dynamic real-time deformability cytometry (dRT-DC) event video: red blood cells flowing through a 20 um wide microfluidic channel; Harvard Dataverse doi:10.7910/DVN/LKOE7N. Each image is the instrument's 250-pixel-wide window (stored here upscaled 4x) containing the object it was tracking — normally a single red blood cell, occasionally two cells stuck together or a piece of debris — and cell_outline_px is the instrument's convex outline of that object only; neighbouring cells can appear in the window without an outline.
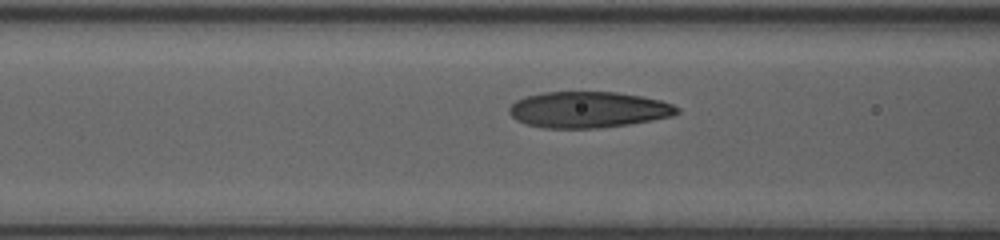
{"species": "human", "species_latin": "Homo sapiens", "temperature_condition": "room temperature", "stored_images_in_passage": 9, "camera_frame_rate_fps": 3000, "um_per_image_px": 0.085, "donor": {"sex": "female"}, "frame": {"image": 1, "passage_image": 7, "time_ms": 2.0, "image_size_px": [1000, 240], "cell_outline_px": [[680, 112], [672, 116], [652, 120], [628, 124], [596, 128], [544, 128], [528, 124], [516, 120], [508, 112], [508, 108], [516, 100], [524, 96], [544, 92], [616, 92], [640, 96], [660, 100], [672, 104], [680, 108]], "centroid_in_image_um": [49.99, 9.32], "position_along_channel_um": 116.6, "area_um2": 35.32}}